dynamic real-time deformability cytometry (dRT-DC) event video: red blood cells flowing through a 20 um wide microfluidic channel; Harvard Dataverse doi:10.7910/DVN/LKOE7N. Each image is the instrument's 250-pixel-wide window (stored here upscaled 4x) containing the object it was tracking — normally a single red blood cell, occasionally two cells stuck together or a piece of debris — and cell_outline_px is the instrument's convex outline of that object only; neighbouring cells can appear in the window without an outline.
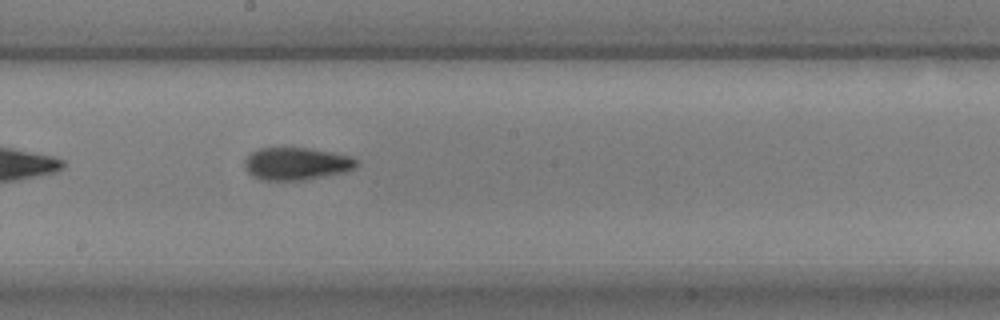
{"species": "common noctule bat (a hibernating species)", "species_latin": "Nyctalus noctula", "temperature_condition": "warm", "stored_images_in_passage": 33, "camera_frame_rate_fps": 3000, "um_per_image_px": 0.085, "animal": {"sex": "male", "body_mass_g": 17.9, "forearm_length_mm": 54.2}, "frame": {"image": 1, "passage_image": 15, "time_ms": 4.667, "image_size_px": [1000, 320], "cell_outline_px": [[356, 164], [352, 168], [344, 172], [304, 180], [260, 180], [252, 176], [244, 168], [244, 160], [252, 152], [260, 148], [308, 148], [332, 152], [348, 156], [356, 160]], "centroid_in_image_um": [25.12, 13.92], "position_along_channel_um": 223.1, "area_um2": 20.98}}
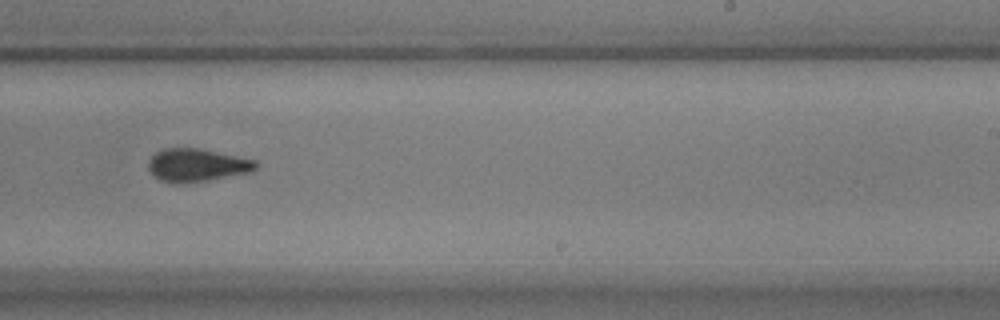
{"frame": {"image": 2, "passage_image": 19, "time_ms": 6.0, "image_size_px": [1000, 320], "cell_outline_px": [[256, 168], [252, 172], [208, 180], [180, 184], [172, 184], [160, 180], [152, 176], [148, 168], [148, 160], [156, 152], [164, 148], [200, 148], [256, 160]], "centroid_in_image_um": [16.69, 14.05], "position_along_channel_um": 272.3, "area_um2": 20.87}, "authors_computed_cell_mechanics": {"area_um2": 20.519, "velocity_mm_per_s": 3.7085, "shape_relaxation_time_tau1_ms": 5.3493, "shape_relaxation_time_tau2_ms": 2.65, "deformation_change_tau1": 0.2068, "deformation_change_tau2": 0.0927}}